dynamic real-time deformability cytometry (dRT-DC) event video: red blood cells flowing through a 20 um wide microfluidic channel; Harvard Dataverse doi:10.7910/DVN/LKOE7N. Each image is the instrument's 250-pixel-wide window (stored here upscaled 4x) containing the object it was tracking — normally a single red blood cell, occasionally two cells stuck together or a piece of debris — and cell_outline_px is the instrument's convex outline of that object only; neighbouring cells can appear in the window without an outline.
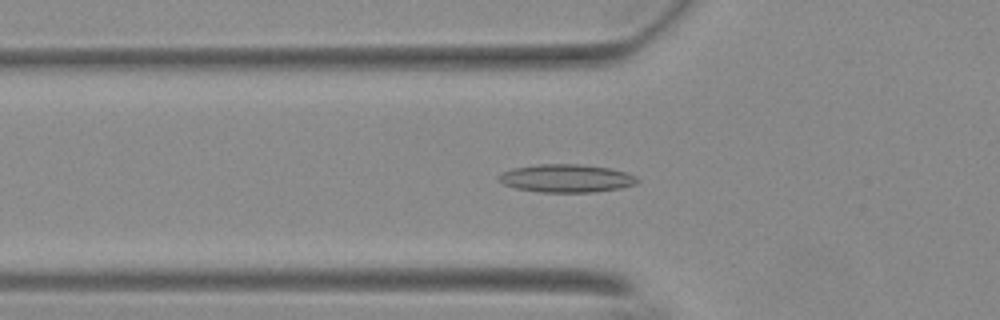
{"species": "Egyptian fruit bat (a non-hibernating species)", "species_latin": "Rousettus aegyptiacus", "temperature_condition": "warm", "stored_images_in_passage": 56, "camera_frame_rate_fps": 3000, "um_per_image_px": 0.085, "animal": {"sex": "female"}, "frame": {"image": 1, "passage_image": 20, "time_ms": 6.333, "image_size_px": [1000, 320], "cell_outline_px": [[640, 180], [636, 184], [620, 188], [592, 192], [540, 192], [516, 188], [504, 184], [500, 180], [500, 172], [512, 168], [536, 164], [580, 164], [612, 168], [636, 176]], "centroid_in_image_um": [48.16, 15.15], "position_along_channel_um": 77.6, "area_um2": 22.66}}
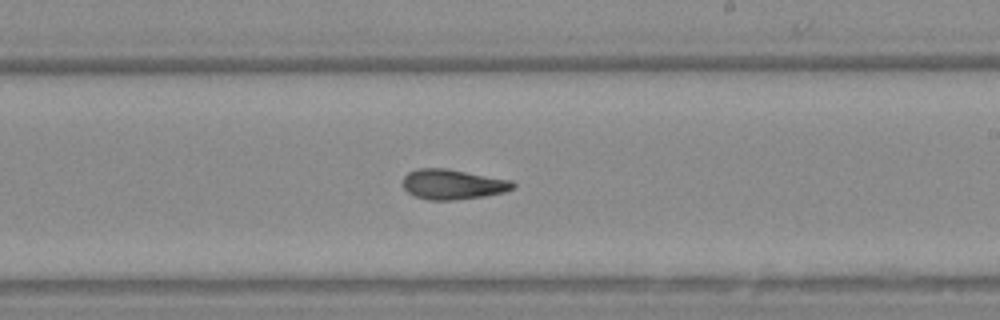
{"frame": {"image": 2, "passage_image": 34, "time_ms": 11.0, "image_size_px": [1000, 320], "cell_outline_px": [[516, 188], [504, 192], [484, 196], [456, 200], [428, 200], [412, 196], [404, 188], [404, 176], [408, 172], [416, 168], [448, 168], [512, 180], [516, 184]], "centroid_in_image_um": [38.5, 15.66], "position_along_channel_um": 250.5, "area_um2": 19.59}}
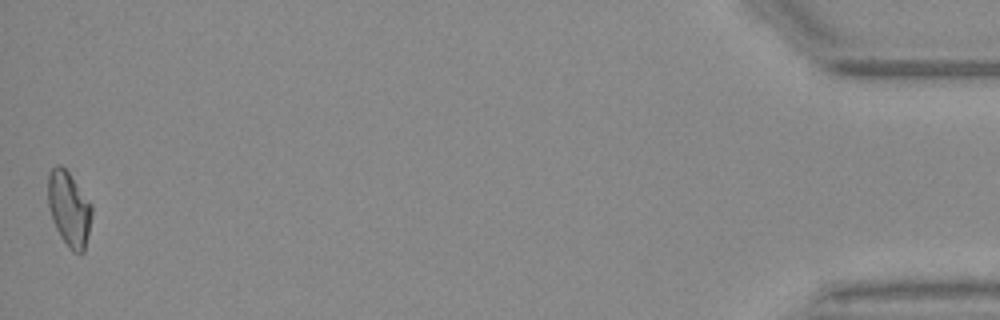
{"frame": {"image": 3, "passage_image": 56, "time_ms": 18.333, "image_size_px": [1000, 320], "cell_outline_px": [[92, 212], [84, 252], [72, 252], [60, 236], [56, 228], [48, 204], [48, 172], [56, 164], [60, 164], [68, 172], [92, 204]], "centroid_in_image_um": [5.86, 17.73], "position_along_channel_um": 429.3, "area_um2": 18.84}, "authors_computed_cell_mechanics": {"area_um2": 19.3919, "velocity_mm_per_s": 3.6986, "shape_relaxation_time_tau1_ms": null, "shape_relaxation_time_tau2_ms": 3.6686, "deformation_change_tau1": null, "deformation_change_tau2": 0.1226}}